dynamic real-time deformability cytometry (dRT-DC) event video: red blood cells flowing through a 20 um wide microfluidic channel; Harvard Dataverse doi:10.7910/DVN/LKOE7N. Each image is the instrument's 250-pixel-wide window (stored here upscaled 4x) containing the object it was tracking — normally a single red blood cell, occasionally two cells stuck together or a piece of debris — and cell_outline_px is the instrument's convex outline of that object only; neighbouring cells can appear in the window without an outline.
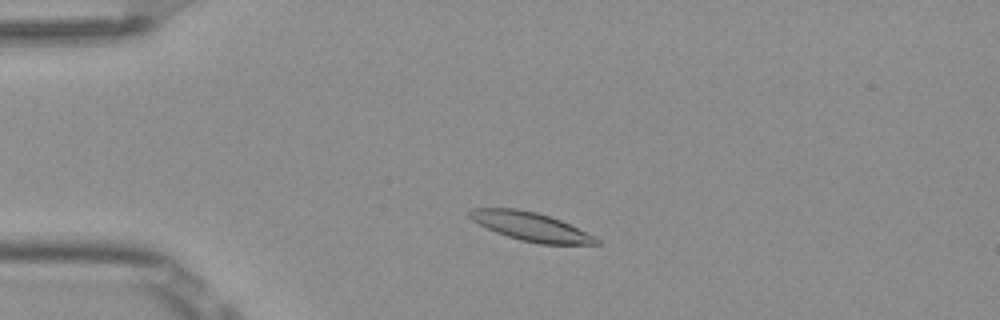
{"species": "Egyptian fruit bat (a non-hibernating species)", "species_latin": "Rousettus aegyptiacus", "temperature_condition": "room temperature", "stored_images_in_passage": 3, "camera_frame_rate_fps": 3000, "um_per_image_px": 0.085, "frame": {"image": 1, "passage_image": 3, "time_ms": 0.667, "image_size_px": [1000, 320], "cell_outline_px": [[600, 244], [540, 244], [520, 240], [496, 232], [472, 220], [468, 216], [468, 212], [472, 208], [516, 208], [536, 212], [560, 220], [600, 240]], "centroid_in_image_um": [45.06, 19.25], "position_along_channel_um": 39.9, "area_um2": 20.69}}